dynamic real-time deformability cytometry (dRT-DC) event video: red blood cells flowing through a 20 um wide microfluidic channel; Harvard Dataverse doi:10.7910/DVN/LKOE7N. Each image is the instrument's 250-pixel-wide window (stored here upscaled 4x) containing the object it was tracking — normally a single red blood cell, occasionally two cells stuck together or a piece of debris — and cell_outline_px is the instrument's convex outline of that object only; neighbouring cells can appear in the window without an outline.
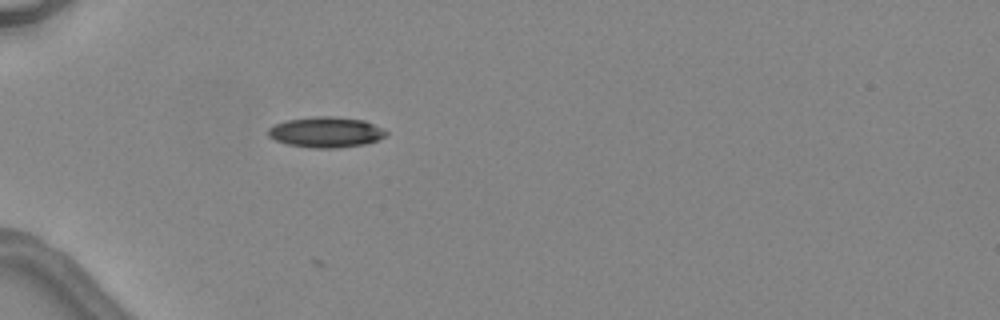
{"species": "common noctule bat (a hibernating species)", "species_latin": "Nyctalus noctula", "temperature_condition": "warm", "stored_images_in_passage": 1, "camera_frame_rate_fps": 3000, "um_per_image_px": 0.085, "animal": {"sex": "female", "body_mass_g": 24.6, "forearm_length_mm": 56.2}, "frame": {"image": 1, "passage_image": 1, "time_ms": 0.0, "image_size_px": [1000, 320], "cell_outline_px": [[388, 136], [380, 140], [364, 144], [340, 148], [312, 148], [288, 144], [276, 140], [268, 136], [268, 128], [284, 120], [316, 116], [332, 116], [364, 120], [388, 132]], "centroid_in_image_um": [27.72, 11.24], "position_along_channel_um": 57.3, "area_um2": 21.1}}